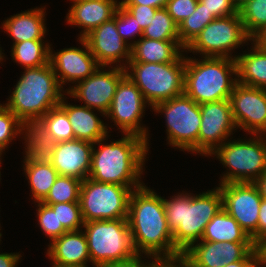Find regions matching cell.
Listing matches in <instances>:
<instances>
[{
	"mask_svg": "<svg viewBox=\"0 0 266 267\" xmlns=\"http://www.w3.org/2000/svg\"><path fill=\"white\" fill-rule=\"evenodd\" d=\"M261 267H266V247L261 248Z\"/></svg>",
	"mask_w": 266,
	"mask_h": 267,
	"instance_id": "cell-52",
	"label": "cell"
},
{
	"mask_svg": "<svg viewBox=\"0 0 266 267\" xmlns=\"http://www.w3.org/2000/svg\"><path fill=\"white\" fill-rule=\"evenodd\" d=\"M82 180L59 175L46 198L45 204L79 202Z\"/></svg>",
	"mask_w": 266,
	"mask_h": 267,
	"instance_id": "cell-34",
	"label": "cell"
},
{
	"mask_svg": "<svg viewBox=\"0 0 266 267\" xmlns=\"http://www.w3.org/2000/svg\"><path fill=\"white\" fill-rule=\"evenodd\" d=\"M84 39L100 66L110 68L109 64L117 62L116 66L127 67L131 58V46L130 42H125L117 31L116 12L112 19L92 30ZM121 60H125L126 63L123 62L121 65Z\"/></svg>",
	"mask_w": 266,
	"mask_h": 267,
	"instance_id": "cell-18",
	"label": "cell"
},
{
	"mask_svg": "<svg viewBox=\"0 0 266 267\" xmlns=\"http://www.w3.org/2000/svg\"><path fill=\"white\" fill-rule=\"evenodd\" d=\"M257 227V247H266V200L262 198Z\"/></svg>",
	"mask_w": 266,
	"mask_h": 267,
	"instance_id": "cell-44",
	"label": "cell"
},
{
	"mask_svg": "<svg viewBox=\"0 0 266 267\" xmlns=\"http://www.w3.org/2000/svg\"><path fill=\"white\" fill-rule=\"evenodd\" d=\"M201 240L213 242H252L249 235L223 208L207 224Z\"/></svg>",
	"mask_w": 266,
	"mask_h": 267,
	"instance_id": "cell-28",
	"label": "cell"
},
{
	"mask_svg": "<svg viewBox=\"0 0 266 267\" xmlns=\"http://www.w3.org/2000/svg\"><path fill=\"white\" fill-rule=\"evenodd\" d=\"M252 51L235 55L237 66V82L249 86L266 89V50L252 40Z\"/></svg>",
	"mask_w": 266,
	"mask_h": 267,
	"instance_id": "cell-26",
	"label": "cell"
},
{
	"mask_svg": "<svg viewBox=\"0 0 266 267\" xmlns=\"http://www.w3.org/2000/svg\"><path fill=\"white\" fill-rule=\"evenodd\" d=\"M253 136L255 138L249 140L224 142L209 155H215L222 165L229 168L219 184L255 183L266 172V135Z\"/></svg>",
	"mask_w": 266,
	"mask_h": 267,
	"instance_id": "cell-7",
	"label": "cell"
},
{
	"mask_svg": "<svg viewBox=\"0 0 266 267\" xmlns=\"http://www.w3.org/2000/svg\"><path fill=\"white\" fill-rule=\"evenodd\" d=\"M153 259L149 261L150 263L143 261V264L141 263L140 267H181L183 265V258L182 255H176V256H150V259ZM148 263V265H147Z\"/></svg>",
	"mask_w": 266,
	"mask_h": 267,
	"instance_id": "cell-43",
	"label": "cell"
},
{
	"mask_svg": "<svg viewBox=\"0 0 266 267\" xmlns=\"http://www.w3.org/2000/svg\"><path fill=\"white\" fill-rule=\"evenodd\" d=\"M141 256L143 257L141 254H136L130 259L115 262L103 267H140L141 263H143Z\"/></svg>",
	"mask_w": 266,
	"mask_h": 267,
	"instance_id": "cell-48",
	"label": "cell"
},
{
	"mask_svg": "<svg viewBox=\"0 0 266 267\" xmlns=\"http://www.w3.org/2000/svg\"><path fill=\"white\" fill-rule=\"evenodd\" d=\"M127 220L137 254L144 253L147 257L182 255L173 243L163 197L146 185L132 191Z\"/></svg>",
	"mask_w": 266,
	"mask_h": 267,
	"instance_id": "cell-1",
	"label": "cell"
},
{
	"mask_svg": "<svg viewBox=\"0 0 266 267\" xmlns=\"http://www.w3.org/2000/svg\"><path fill=\"white\" fill-rule=\"evenodd\" d=\"M39 122L58 143L75 139L68 116L59 105L49 110Z\"/></svg>",
	"mask_w": 266,
	"mask_h": 267,
	"instance_id": "cell-33",
	"label": "cell"
},
{
	"mask_svg": "<svg viewBox=\"0 0 266 267\" xmlns=\"http://www.w3.org/2000/svg\"><path fill=\"white\" fill-rule=\"evenodd\" d=\"M102 1H108V2H118L117 0H102Z\"/></svg>",
	"mask_w": 266,
	"mask_h": 267,
	"instance_id": "cell-55",
	"label": "cell"
},
{
	"mask_svg": "<svg viewBox=\"0 0 266 267\" xmlns=\"http://www.w3.org/2000/svg\"><path fill=\"white\" fill-rule=\"evenodd\" d=\"M95 144L84 140H68L57 143L52 166L59 175L85 180L91 169L92 151Z\"/></svg>",
	"mask_w": 266,
	"mask_h": 267,
	"instance_id": "cell-20",
	"label": "cell"
},
{
	"mask_svg": "<svg viewBox=\"0 0 266 267\" xmlns=\"http://www.w3.org/2000/svg\"><path fill=\"white\" fill-rule=\"evenodd\" d=\"M256 246L252 242L203 241L182 253L186 267H222L243 260Z\"/></svg>",
	"mask_w": 266,
	"mask_h": 267,
	"instance_id": "cell-17",
	"label": "cell"
},
{
	"mask_svg": "<svg viewBox=\"0 0 266 267\" xmlns=\"http://www.w3.org/2000/svg\"><path fill=\"white\" fill-rule=\"evenodd\" d=\"M121 5H142L156 9L165 8L168 0H122Z\"/></svg>",
	"mask_w": 266,
	"mask_h": 267,
	"instance_id": "cell-46",
	"label": "cell"
},
{
	"mask_svg": "<svg viewBox=\"0 0 266 267\" xmlns=\"http://www.w3.org/2000/svg\"><path fill=\"white\" fill-rule=\"evenodd\" d=\"M236 76L234 58L185 57L184 94L199 105L229 99L238 83Z\"/></svg>",
	"mask_w": 266,
	"mask_h": 267,
	"instance_id": "cell-5",
	"label": "cell"
},
{
	"mask_svg": "<svg viewBox=\"0 0 266 267\" xmlns=\"http://www.w3.org/2000/svg\"><path fill=\"white\" fill-rule=\"evenodd\" d=\"M44 40H26L13 44L11 55L23 68H37L49 63L50 46ZM45 44V45H44Z\"/></svg>",
	"mask_w": 266,
	"mask_h": 267,
	"instance_id": "cell-30",
	"label": "cell"
},
{
	"mask_svg": "<svg viewBox=\"0 0 266 267\" xmlns=\"http://www.w3.org/2000/svg\"><path fill=\"white\" fill-rule=\"evenodd\" d=\"M252 41L241 21L240 14L215 18L207 24L185 52L199 53L204 57L234 58L231 51ZM243 43V44H242ZM231 55V56H230Z\"/></svg>",
	"mask_w": 266,
	"mask_h": 267,
	"instance_id": "cell-11",
	"label": "cell"
},
{
	"mask_svg": "<svg viewBox=\"0 0 266 267\" xmlns=\"http://www.w3.org/2000/svg\"><path fill=\"white\" fill-rule=\"evenodd\" d=\"M229 101L237 128L266 135V89L237 83Z\"/></svg>",
	"mask_w": 266,
	"mask_h": 267,
	"instance_id": "cell-16",
	"label": "cell"
},
{
	"mask_svg": "<svg viewBox=\"0 0 266 267\" xmlns=\"http://www.w3.org/2000/svg\"><path fill=\"white\" fill-rule=\"evenodd\" d=\"M83 227L94 267L127 260L137 254L127 219L84 222Z\"/></svg>",
	"mask_w": 266,
	"mask_h": 267,
	"instance_id": "cell-8",
	"label": "cell"
},
{
	"mask_svg": "<svg viewBox=\"0 0 266 267\" xmlns=\"http://www.w3.org/2000/svg\"><path fill=\"white\" fill-rule=\"evenodd\" d=\"M137 188L86 178L79 197L83 221L127 219L130 195Z\"/></svg>",
	"mask_w": 266,
	"mask_h": 267,
	"instance_id": "cell-9",
	"label": "cell"
},
{
	"mask_svg": "<svg viewBox=\"0 0 266 267\" xmlns=\"http://www.w3.org/2000/svg\"><path fill=\"white\" fill-rule=\"evenodd\" d=\"M197 3L198 0H168L165 9L173 21L179 25L195 11Z\"/></svg>",
	"mask_w": 266,
	"mask_h": 267,
	"instance_id": "cell-40",
	"label": "cell"
},
{
	"mask_svg": "<svg viewBox=\"0 0 266 267\" xmlns=\"http://www.w3.org/2000/svg\"><path fill=\"white\" fill-rule=\"evenodd\" d=\"M252 40L261 48L266 50V27L261 30Z\"/></svg>",
	"mask_w": 266,
	"mask_h": 267,
	"instance_id": "cell-49",
	"label": "cell"
},
{
	"mask_svg": "<svg viewBox=\"0 0 266 267\" xmlns=\"http://www.w3.org/2000/svg\"><path fill=\"white\" fill-rule=\"evenodd\" d=\"M215 18L231 16L239 13L232 0H200Z\"/></svg>",
	"mask_w": 266,
	"mask_h": 267,
	"instance_id": "cell-41",
	"label": "cell"
},
{
	"mask_svg": "<svg viewBox=\"0 0 266 267\" xmlns=\"http://www.w3.org/2000/svg\"><path fill=\"white\" fill-rule=\"evenodd\" d=\"M78 39L84 49L79 47H70L53 53L50 47L49 62L61 87L66 82L77 83L88 78L100 66L90 52L85 39Z\"/></svg>",
	"mask_w": 266,
	"mask_h": 267,
	"instance_id": "cell-19",
	"label": "cell"
},
{
	"mask_svg": "<svg viewBox=\"0 0 266 267\" xmlns=\"http://www.w3.org/2000/svg\"><path fill=\"white\" fill-rule=\"evenodd\" d=\"M128 65L126 74L140 89L148 106L153 108L184 94L185 57L182 54L174 62H129Z\"/></svg>",
	"mask_w": 266,
	"mask_h": 267,
	"instance_id": "cell-6",
	"label": "cell"
},
{
	"mask_svg": "<svg viewBox=\"0 0 266 267\" xmlns=\"http://www.w3.org/2000/svg\"><path fill=\"white\" fill-rule=\"evenodd\" d=\"M247 34L253 39L266 27V0H249L239 9Z\"/></svg>",
	"mask_w": 266,
	"mask_h": 267,
	"instance_id": "cell-35",
	"label": "cell"
},
{
	"mask_svg": "<svg viewBox=\"0 0 266 267\" xmlns=\"http://www.w3.org/2000/svg\"><path fill=\"white\" fill-rule=\"evenodd\" d=\"M73 2L67 22L72 26L82 27L79 38H84L92 30L109 21L122 2H108L102 0H70Z\"/></svg>",
	"mask_w": 266,
	"mask_h": 267,
	"instance_id": "cell-21",
	"label": "cell"
},
{
	"mask_svg": "<svg viewBox=\"0 0 266 267\" xmlns=\"http://www.w3.org/2000/svg\"><path fill=\"white\" fill-rule=\"evenodd\" d=\"M49 258L58 266H86L91 262L84 231H68L48 246Z\"/></svg>",
	"mask_w": 266,
	"mask_h": 267,
	"instance_id": "cell-22",
	"label": "cell"
},
{
	"mask_svg": "<svg viewBox=\"0 0 266 267\" xmlns=\"http://www.w3.org/2000/svg\"><path fill=\"white\" fill-rule=\"evenodd\" d=\"M222 267H261V249L255 247L243 260Z\"/></svg>",
	"mask_w": 266,
	"mask_h": 267,
	"instance_id": "cell-45",
	"label": "cell"
},
{
	"mask_svg": "<svg viewBox=\"0 0 266 267\" xmlns=\"http://www.w3.org/2000/svg\"><path fill=\"white\" fill-rule=\"evenodd\" d=\"M19 134L24 135V124L11 110L0 104V148L5 151Z\"/></svg>",
	"mask_w": 266,
	"mask_h": 267,
	"instance_id": "cell-36",
	"label": "cell"
},
{
	"mask_svg": "<svg viewBox=\"0 0 266 267\" xmlns=\"http://www.w3.org/2000/svg\"><path fill=\"white\" fill-rule=\"evenodd\" d=\"M62 88L50 62L37 68H25L5 106L23 124L36 122L60 104L66 94Z\"/></svg>",
	"mask_w": 266,
	"mask_h": 267,
	"instance_id": "cell-4",
	"label": "cell"
},
{
	"mask_svg": "<svg viewBox=\"0 0 266 267\" xmlns=\"http://www.w3.org/2000/svg\"><path fill=\"white\" fill-rule=\"evenodd\" d=\"M24 133L26 156L37 164L51 163L58 142L42 124L39 121L26 122Z\"/></svg>",
	"mask_w": 266,
	"mask_h": 267,
	"instance_id": "cell-27",
	"label": "cell"
},
{
	"mask_svg": "<svg viewBox=\"0 0 266 267\" xmlns=\"http://www.w3.org/2000/svg\"><path fill=\"white\" fill-rule=\"evenodd\" d=\"M168 227L173 233V243L181 252L201 240L207 224L222 209V194L217 187L192 195L180 193L164 199Z\"/></svg>",
	"mask_w": 266,
	"mask_h": 267,
	"instance_id": "cell-3",
	"label": "cell"
},
{
	"mask_svg": "<svg viewBox=\"0 0 266 267\" xmlns=\"http://www.w3.org/2000/svg\"><path fill=\"white\" fill-rule=\"evenodd\" d=\"M113 66L107 71L104 66H99L91 76L75 83V86L69 87L65 92L72 98L84 101V106L105 115L120 80L126 75L125 68Z\"/></svg>",
	"mask_w": 266,
	"mask_h": 267,
	"instance_id": "cell-14",
	"label": "cell"
},
{
	"mask_svg": "<svg viewBox=\"0 0 266 267\" xmlns=\"http://www.w3.org/2000/svg\"><path fill=\"white\" fill-rule=\"evenodd\" d=\"M152 110L166 119L168 143L181 151L198 154L200 105L185 94L156 104Z\"/></svg>",
	"mask_w": 266,
	"mask_h": 267,
	"instance_id": "cell-10",
	"label": "cell"
},
{
	"mask_svg": "<svg viewBox=\"0 0 266 267\" xmlns=\"http://www.w3.org/2000/svg\"><path fill=\"white\" fill-rule=\"evenodd\" d=\"M24 172L29 180L34 201L42 202L48 195L59 174L51 163L37 164L24 156Z\"/></svg>",
	"mask_w": 266,
	"mask_h": 267,
	"instance_id": "cell-29",
	"label": "cell"
},
{
	"mask_svg": "<svg viewBox=\"0 0 266 267\" xmlns=\"http://www.w3.org/2000/svg\"><path fill=\"white\" fill-rule=\"evenodd\" d=\"M45 8H34L7 18L4 31L13 38V44L26 40H43L46 35ZM43 38V39H42Z\"/></svg>",
	"mask_w": 266,
	"mask_h": 267,
	"instance_id": "cell-24",
	"label": "cell"
},
{
	"mask_svg": "<svg viewBox=\"0 0 266 267\" xmlns=\"http://www.w3.org/2000/svg\"><path fill=\"white\" fill-rule=\"evenodd\" d=\"M59 267H88V266L86 265V266H59Z\"/></svg>",
	"mask_w": 266,
	"mask_h": 267,
	"instance_id": "cell-54",
	"label": "cell"
},
{
	"mask_svg": "<svg viewBox=\"0 0 266 267\" xmlns=\"http://www.w3.org/2000/svg\"><path fill=\"white\" fill-rule=\"evenodd\" d=\"M53 210H57L59 224L68 231H78L84 225L79 202H66L57 204H47Z\"/></svg>",
	"mask_w": 266,
	"mask_h": 267,
	"instance_id": "cell-37",
	"label": "cell"
},
{
	"mask_svg": "<svg viewBox=\"0 0 266 267\" xmlns=\"http://www.w3.org/2000/svg\"><path fill=\"white\" fill-rule=\"evenodd\" d=\"M142 37L161 41H180L178 25L165 8L155 12L150 25L143 30Z\"/></svg>",
	"mask_w": 266,
	"mask_h": 267,
	"instance_id": "cell-32",
	"label": "cell"
},
{
	"mask_svg": "<svg viewBox=\"0 0 266 267\" xmlns=\"http://www.w3.org/2000/svg\"><path fill=\"white\" fill-rule=\"evenodd\" d=\"M148 102L140 89L126 74L119 82L111 105L104 116L110 118L124 134L137 135L146 140L149 151L148 129L141 126V119Z\"/></svg>",
	"mask_w": 266,
	"mask_h": 267,
	"instance_id": "cell-12",
	"label": "cell"
},
{
	"mask_svg": "<svg viewBox=\"0 0 266 267\" xmlns=\"http://www.w3.org/2000/svg\"><path fill=\"white\" fill-rule=\"evenodd\" d=\"M63 96L59 106L66 112L75 139L96 143L108 136V128L100 120L94 109L86 106L68 104Z\"/></svg>",
	"mask_w": 266,
	"mask_h": 267,
	"instance_id": "cell-23",
	"label": "cell"
},
{
	"mask_svg": "<svg viewBox=\"0 0 266 267\" xmlns=\"http://www.w3.org/2000/svg\"><path fill=\"white\" fill-rule=\"evenodd\" d=\"M222 208L233 217L257 247V227L262 196L255 183H224L218 187Z\"/></svg>",
	"mask_w": 266,
	"mask_h": 267,
	"instance_id": "cell-13",
	"label": "cell"
},
{
	"mask_svg": "<svg viewBox=\"0 0 266 267\" xmlns=\"http://www.w3.org/2000/svg\"><path fill=\"white\" fill-rule=\"evenodd\" d=\"M51 264H53L52 265V267H59L56 263H54V262H52Z\"/></svg>",
	"mask_w": 266,
	"mask_h": 267,
	"instance_id": "cell-56",
	"label": "cell"
},
{
	"mask_svg": "<svg viewBox=\"0 0 266 267\" xmlns=\"http://www.w3.org/2000/svg\"><path fill=\"white\" fill-rule=\"evenodd\" d=\"M2 54H4L3 52H2V48L0 47V62L3 60V58H4V55H2Z\"/></svg>",
	"mask_w": 266,
	"mask_h": 267,
	"instance_id": "cell-53",
	"label": "cell"
},
{
	"mask_svg": "<svg viewBox=\"0 0 266 267\" xmlns=\"http://www.w3.org/2000/svg\"><path fill=\"white\" fill-rule=\"evenodd\" d=\"M215 17L198 0L195 11L178 25L180 43L186 48Z\"/></svg>",
	"mask_w": 266,
	"mask_h": 267,
	"instance_id": "cell-31",
	"label": "cell"
},
{
	"mask_svg": "<svg viewBox=\"0 0 266 267\" xmlns=\"http://www.w3.org/2000/svg\"><path fill=\"white\" fill-rule=\"evenodd\" d=\"M263 199L266 200V172L255 182Z\"/></svg>",
	"mask_w": 266,
	"mask_h": 267,
	"instance_id": "cell-50",
	"label": "cell"
},
{
	"mask_svg": "<svg viewBox=\"0 0 266 267\" xmlns=\"http://www.w3.org/2000/svg\"><path fill=\"white\" fill-rule=\"evenodd\" d=\"M201 124L198 153L209 156L231 136L237 128L229 99L200 104Z\"/></svg>",
	"mask_w": 266,
	"mask_h": 267,
	"instance_id": "cell-15",
	"label": "cell"
},
{
	"mask_svg": "<svg viewBox=\"0 0 266 267\" xmlns=\"http://www.w3.org/2000/svg\"><path fill=\"white\" fill-rule=\"evenodd\" d=\"M3 152H4V151L0 148V156L2 155Z\"/></svg>",
	"mask_w": 266,
	"mask_h": 267,
	"instance_id": "cell-57",
	"label": "cell"
},
{
	"mask_svg": "<svg viewBox=\"0 0 266 267\" xmlns=\"http://www.w3.org/2000/svg\"><path fill=\"white\" fill-rule=\"evenodd\" d=\"M124 136L110 144H102L107 137L94 143L100 148L93 147L89 178L126 187L144 185L140 179L148 153L146 140L133 134Z\"/></svg>",
	"mask_w": 266,
	"mask_h": 267,
	"instance_id": "cell-2",
	"label": "cell"
},
{
	"mask_svg": "<svg viewBox=\"0 0 266 267\" xmlns=\"http://www.w3.org/2000/svg\"><path fill=\"white\" fill-rule=\"evenodd\" d=\"M20 257L19 253H0V267H16Z\"/></svg>",
	"mask_w": 266,
	"mask_h": 267,
	"instance_id": "cell-47",
	"label": "cell"
},
{
	"mask_svg": "<svg viewBox=\"0 0 266 267\" xmlns=\"http://www.w3.org/2000/svg\"><path fill=\"white\" fill-rule=\"evenodd\" d=\"M116 28L125 42H128V39H134L136 35L142 37L143 34V30L137 24L136 18L122 5H119L116 10Z\"/></svg>",
	"mask_w": 266,
	"mask_h": 267,
	"instance_id": "cell-39",
	"label": "cell"
},
{
	"mask_svg": "<svg viewBox=\"0 0 266 267\" xmlns=\"http://www.w3.org/2000/svg\"><path fill=\"white\" fill-rule=\"evenodd\" d=\"M38 224L45 235L49 236L51 242L66 233L62 224H59L57 210H53L49 205L43 202H37Z\"/></svg>",
	"mask_w": 266,
	"mask_h": 267,
	"instance_id": "cell-38",
	"label": "cell"
},
{
	"mask_svg": "<svg viewBox=\"0 0 266 267\" xmlns=\"http://www.w3.org/2000/svg\"><path fill=\"white\" fill-rule=\"evenodd\" d=\"M248 1L249 0H232L238 10L241 9Z\"/></svg>",
	"mask_w": 266,
	"mask_h": 267,
	"instance_id": "cell-51",
	"label": "cell"
},
{
	"mask_svg": "<svg viewBox=\"0 0 266 267\" xmlns=\"http://www.w3.org/2000/svg\"><path fill=\"white\" fill-rule=\"evenodd\" d=\"M130 14L136 18L137 24L141 26V29L144 30L147 26L150 25L155 12L158 10L149 6L142 5H122Z\"/></svg>",
	"mask_w": 266,
	"mask_h": 267,
	"instance_id": "cell-42",
	"label": "cell"
},
{
	"mask_svg": "<svg viewBox=\"0 0 266 267\" xmlns=\"http://www.w3.org/2000/svg\"><path fill=\"white\" fill-rule=\"evenodd\" d=\"M130 46L129 62L169 63L174 62L185 51L180 41L152 40L145 37L131 42Z\"/></svg>",
	"mask_w": 266,
	"mask_h": 267,
	"instance_id": "cell-25",
	"label": "cell"
}]
</instances>
